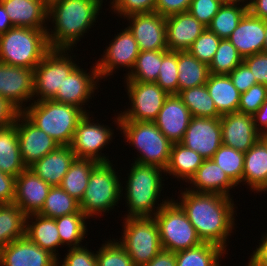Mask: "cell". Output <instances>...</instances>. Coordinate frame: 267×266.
<instances>
[{
    "instance_id": "obj_53",
    "label": "cell",
    "mask_w": 267,
    "mask_h": 266,
    "mask_svg": "<svg viewBox=\"0 0 267 266\" xmlns=\"http://www.w3.org/2000/svg\"><path fill=\"white\" fill-rule=\"evenodd\" d=\"M192 0H157L155 12L162 16H169L189 10Z\"/></svg>"
},
{
    "instance_id": "obj_54",
    "label": "cell",
    "mask_w": 267,
    "mask_h": 266,
    "mask_svg": "<svg viewBox=\"0 0 267 266\" xmlns=\"http://www.w3.org/2000/svg\"><path fill=\"white\" fill-rule=\"evenodd\" d=\"M16 177L0 171V204L14 203Z\"/></svg>"
},
{
    "instance_id": "obj_5",
    "label": "cell",
    "mask_w": 267,
    "mask_h": 266,
    "mask_svg": "<svg viewBox=\"0 0 267 266\" xmlns=\"http://www.w3.org/2000/svg\"><path fill=\"white\" fill-rule=\"evenodd\" d=\"M120 112L113 122L123 134L125 142L133 145L139 155L134 162L154 165L164 169L168 165L172 142L158 129L154 122L120 121Z\"/></svg>"
},
{
    "instance_id": "obj_39",
    "label": "cell",
    "mask_w": 267,
    "mask_h": 266,
    "mask_svg": "<svg viewBox=\"0 0 267 266\" xmlns=\"http://www.w3.org/2000/svg\"><path fill=\"white\" fill-rule=\"evenodd\" d=\"M178 96L189 109L192 117L220 118L206 85L182 90Z\"/></svg>"
},
{
    "instance_id": "obj_29",
    "label": "cell",
    "mask_w": 267,
    "mask_h": 266,
    "mask_svg": "<svg viewBox=\"0 0 267 266\" xmlns=\"http://www.w3.org/2000/svg\"><path fill=\"white\" fill-rule=\"evenodd\" d=\"M25 235L34 244L47 250L59 260L60 255L57 249L61 247V241L54 218H47L39 214L27 215Z\"/></svg>"
},
{
    "instance_id": "obj_26",
    "label": "cell",
    "mask_w": 267,
    "mask_h": 266,
    "mask_svg": "<svg viewBox=\"0 0 267 266\" xmlns=\"http://www.w3.org/2000/svg\"><path fill=\"white\" fill-rule=\"evenodd\" d=\"M187 184L193 186L186 188L192 192L217 193L229 197L232 196L230 190L237 187L213 159H205Z\"/></svg>"
},
{
    "instance_id": "obj_36",
    "label": "cell",
    "mask_w": 267,
    "mask_h": 266,
    "mask_svg": "<svg viewBox=\"0 0 267 266\" xmlns=\"http://www.w3.org/2000/svg\"><path fill=\"white\" fill-rule=\"evenodd\" d=\"M26 215L15 203L0 204V250L25 236Z\"/></svg>"
},
{
    "instance_id": "obj_12",
    "label": "cell",
    "mask_w": 267,
    "mask_h": 266,
    "mask_svg": "<svg viewBox=\"0 0 267 266\" xmlns=\"http://www.w3.org/2000/svg\"><path fill=\"white\" fill-rule=\"evenodd\" d=\"M91 114V115H90ZM92 113H86L78 122L70 144L76 158L94 160L98 163L111 162L102 149L111 143L114 129L111 126L95 123ZM100 151V152H99Z\"/></svg>"
},
{
    "instance_id": "obj_45",
    "label": "cell",
    "mask_w": 267,
    "mask_h": 266,
    "mask_svg": "<svg viewBox=\"0 0 267 266\" xmlns=\"http://www.w3.org/2000/svg\"><path fill=\"white\" fill-rule=\"evenodd\" d=\"M178 74L177 52L163 50L159 76L155 83H157L169 95H178Z\"/></svg>"
},
{
    "instance_id": "obj_15",
    "label": "cell",
    "mask_w": 267,
    "mask_h": 266,
    "mask_svg": "<svg viewBox=\"0 0 267 266\" xmlns=\"http://www.w3.org/2000/svg\"><path fill=\"white\" fill-rule=\"evenodd\" d=\"M127 28L133 34L140 51L168 50L166 44V17L157 12L133 14Z\"/></svg>"
},
{
    "instance_id": "obj_24",
    "label": "cell",
    "mask_w": 267,
    "mask_h": 266,
    "mask_svg": "<svg viewBox=\"0 0 267 266\" xmlns=\"http://www.w3.org/2000/svg\"><path fill=\"white\" fill-rule=\"evenodd\" d=\"M227 39L242 58L261 53L265 39V20L247 12Z\"/></svg>"
},
{
    "instance_id": "obj_35",
    "label": "cell",
    "mask_w": 267,
    "mask_h": 266,
    "mask_svg": "<svg viewBox=\"0 0 267 266\" xmlns=\"http://www.w3.org/2000/svg\"><path fill=\"white\" fill-rule=\"evenodd\" d=\"M98 162L90 159L76 158L63 177L60 187L77 201H81L87 188L90 174Z\"/></svg>"
},
{
    "instance_id": "obj_4",
    "label": "cell",
    "mask_w": 267,
    "mask_h": 266,
    "mask_svg": "<svg viewBox=\"0 0 267 266\" xmlns=\"http://www.w3.org/2000/svg\"><path fill=\"white\" fill-rule=\"evenodd\" d=\"M22 113L61 146H70L77 124L85 115L76 106L53 100L33 101Z\"/></svg>"
},
{
    "instance_id": "obj_22",
    "label": "cell",
    "mask_w": 267,
    "mask_h": 266,
    "mask_svg": "<svg viewBox=\"0 0 267 266\" xmlns=\"http://www.w3.org/2000/svg\"><path fill=\"white\" fill-rule=\"evenodd\" d=\"M51 186L26 168L16 177L14 203L24 214H38L46 200Z\"/></svg>"
},
{
    "instance_id": "obj_31",
    "label": "cell",
    "mask_w": 267,
    "mask_h": 266,
    "mask_svg": "<svg viewBox=\"0 0 267 266\" xmlns=\"http://www.w3.org/2000/svg\"><path fill=\"white\" fill-rule=\"evenodd\" d=\"M204 160L199 153L185 147L183 144L173 143L165 174L188 183Z\"/></svg>"
},
{
    "instance_id": "obj_59",
    "label": "cell",
    "mask_w": 267,
    "mask_h": 266,
    "mask_svg": "<svg viewBox=\"0 0 267 266\" xmlns=\"http://www.w3.org/2000/svg\"><path fill=\"white\" fill-rule=\"evenodd\" d=\"M248 12L267 21V0H247Z\"/></svg>"
},
{
    "instance_id": "obj_3",
    "label": "cell",
    "mask_w": 267,
    "mask_h": 266,
    "mask_svg": "<svg viewBox=\"0 0 267 266\" xmlns=\"http://www.w3.org/2000/svg\"><path fill=\"white\" fill-rule=\"evenodd\" d=\"M130 172L127 173L128 179L126 185L124 184L126 191L121 193L128 208V213L124 214V218L127 217H154V215L162 208L170 198L166 200L162 199V202L158 204V199L161 196L165 181L162 174L165 173L164 169L156 167L154 165H144L133 162L131 164ZM163 172V173H162ZM155 205H158L155 207Z\"/></svg>"
},
{
    "instance_id": "obj_61",
    "label": "cell",
    "mask_w": 267,
    "mask_h": 266,
    "mask_svg": "<svg viewBox=\"0 0 267 266\" xmlns=\"http://www.w3.org/2000/svg\"><path fill=\"white\" fill-rule=\"evenodd\" d=\"M263 52L267 53V21L265 20V39L263 45Z\"/></svg>"
},
{
    "instance_id": "obj_30",
    "label": "cell",
    "mask_w": 267,
    "mask_h": 266,
    "mask_svg": "<svg viewBox=\"0 0 267 266\" xmlns=\"http://www.w3.org/2000/svg\"><path fill=\"white\" fill-rule=\"evenodd\" d=\"M205 85L221 116L238 112L241 93L236 89L229 75L210 74Z\"/></svg>"
},
{
    "instance_id": "obj_41",
    "label": "cell",
    "mask_w": 267,
    "mask_h": 266,
    "mask_svg": "<svg viewBox=\"0 0 267 266\" xmlns=\"http://www.w3.org/2000/svg\"><path fill=\"white\" fill-rule=\"evenodd\" d=\"M162 62V51H140L124 81L156 82Z\"/></svg>"
},
{
    "instance_id": "obj_18",
    "label": "cell",
    "mask_w": 267,
    "mask_h": 266,
    "mask_svg": "<svg viewBox=\"0 0 267 266\" xmlns=\"http://www.w3.org/2000/svg\"><path fill=\"white\" fill-rule=\"evenodd\" d=\"M21 158L29 168L46 154L55 150L59 144L43 130L34 125L22 112L16 120Z\"/></svg>"
},
{
    "instance_id": "obj_11",
    "label": "cell",
    "mask_w": 267,
    "mask_h": 266,
    "mask_svg": "<svg viewBox=\"0 0 267 266\" xmlns=\"http://www.w3.org/2000/svg\"><path fill=\"white\" fill-rule=\"evenodd\" d=\"M124 82L130 106L121 111L120 121L154 122L169 94L155 82Z\"/></svg>"
},
{
    "instance_id": "obj_47",
    "label": "cell",
    "mask_w": 267,
    "mask_h": 266,
    "mask_svg": "<svg viewBox=\"0 0 267 266\" xmlns=\"http://www.w3.org/2000/svg\"><path fill=\"white\" fill-rule=\"evenodd\" d=\"M266 100L267 86L253 85L246 92L241 93L238 112L253 116Z\"/></svg>"
},
{
    "instance_id": "obj_43",
    "label": "cell",
    "mask_w": 267,
    "mask_h": 266,
    "mask_svg": "<svg viewBox=\"0 0 267 266\" xmlns=\"http://www.w3.org/2000/svg\"><path fill=\"white\" fill-rule=\"evenodd\" d=\"M243 62L242 56L228 39H221L218 49L210 62V74L228 75L236 66Z\"/></svg>"
},
{
    "instance_id": "obj_8",
    "label": "cell",
    "mask_w": 267,
    "mask_h": 266,
    "mask_svg": "<svg viewBox=\"0 0 267 266\" xmlns=\"http://www.w3.org/2000/svg\"><path fill=\"white\" fill-rule=\"evenodd\" d=\"M122 224L123 235L118 242L125 248L135 266L146 265L162 250L158 224L154 217H126Z\"/></svg>"
},
{
    "instance_id": "obj_44",
    "label": "cell",
    "mask_w": 267,
    "mask_h": 266,
    "mask_svg": "<svg viewBox=\"0 0 267 266\" xmlns=\"http://www.w3.org/2000/svg\"><path fill=\"white\" fill-rule=\"evenodd\" d=\"M116 240L105 241L96 251L97 266H135L118 238Z\"/></svg>"
},
{
    "instance_id": "obj_32",
    "label": "cell",
    "mask_w": 267,
    "mask_h": 266,
    "mask_svg": "<svg viewBox=\"0 0 267 266\" xmlns=\"http://www.w3.org/2000/svg\"><path fill=\"white\" fill-rule=\"evenodd\" d=\"M25 169L16 124L0 128V171L17 177Z\"/></svg>"
},
{
    "instance_id": "obj_20",
    "label": "cell",
    "mask_w": 267,
    "mask_h": 266,
    "mask_svg": "<svg viewBox=\"0 0 267 266\" xmlns=\"http://www.w3.org/2000/svg\"><path fill=\"white\" fill-rule=\"evenodd\" d=\"M222 144L241 152L250 149L262 135L256 130L252 115L233 112L220 117Z\"/></svg>"
},
{
    "instance_id": "obj_55",
    "label": "cell",
    "mask_w": 267,
    "mask_h": 266,
    "mask_svg": "<svg viewBox=\"0 0 267 266\" xmlns=\"http://www.w3.org/2000/svg\"><path fill=\"white\" fill-rule=\"evenodd\" d=\"M20 113L14 104L0 96V128L15 124Z\"/></svg>"
},
{
    "instance_id": "obj_33",
    "label": "cell",
    "mask_w": 267,
    "mask_h": 266,
    "mask_svg": "<svg viewBox=\"0 0 267 266\" xmlns=\"http://www.w3.org/2000/svg\"><path fill=\"white\" fill-rule=\"evenodd\" d=\"M178 94L185 89L205 85L210 71L208 64L199 61L188 51H177Z\"/></svg>"
},
{
    "instance_id": "obj_56",
    "label": "cell",
    "mask_w": 267,
    "mask_h": 266,
    "mask_svg": "<svg viewBox=\"0 0 267 266\" xmlns=\"http://www.w3.org/2000/svg\"><path fill=\"white\" fill-rule=\"evenodd\" d=\"M259 246L248 258V265L246 266H267V233L262 234Z\"/></svg>"
},
{
    "instance_id": "obj_19",
    "label": "cell",
    "mask_w": 267,
    "mask_h": 266,
    "mask_svg": "<svg viewBox=\"0 0 267 266\" xmlns=\"http://www.w3.org/2000/svg\"><path fill=\"white\" fill-rule=\"evenodd\" d=\"M58 259L34 244L26 235L0 250L1 266H57Z\"/></svg>"
},
{
    "instance_id": "obj_49",
    "label": "cell",
    "mask_w": 267,
    "mask_h": 266,
    "mask_svg": "<svg viewBox=\"0 0 267 266\" xmlns=\"http://www.w3.org/2000/svg\"><path fill=\"white\" fill-rule=\"evenodd\" d=\"M222 5L221 0H192L188 11L200 23L208 27Z\"/></svg>"
},
{
    "instance_id": "obj_7",
    "label": "cell",
    "mask_w": 267,
    "mask_h": 266,
    "mask_svg": "<svg viewBox=\"0 0 267 266\" xmlns=\"http://www.w3.org/2000/svg\"><path fill=\"white\" fill-rule=\"evenodd\" d=\"M113 162L98 163L92 170L87 188L79 202L80 210L90 219L113 210L121 198L123 184ZM103 213V214H102Z\"/></svg>"
},
{
    "instance_id": "obj_38",
    "label": "cell",
    "mask_w": 267,
    "mask_h": 266,
    "mask_svg": "<svg viewBox=\"0 0 267 266\" xmlns=\"http://www.w3.org/2000/svg\"><path fill=\"white\" fill-rule=\"evenodd\" d=\"M89 218L84 213H73L55 218L60 236L61 246L67 248L80 247L82 240L87 237V221Z\"/></svg>"
},
{
    "instance_id": "obj_9",
    "label": "cell",
    "mask_w": 267,
    "mask_h": 266,
    "mask_svg": "<svg viewBox=\"0 0 267 266\" xmlns=\"http://www.w3.org/2000/svg\"><path fill=\"white\" fill-rule=\"evenodd\" d=\"M154 219L164 250L176 253L203 243L185 211L172 198L154 215Z\"/></svg>"
},
{
    "instance_id": "obj_6",
    "label": "cell",
    "mask_w": 267,
    "mask_h": 266,
    "mask_svg": "<svg viewBox=\"0 0 267 266\" xmlns=\"http://www.w3.org/2000/svg\"><path fill=\"white\" fill-rule=\"evenodd\" d=\"M47 30L13 27L0 35V62L35 69L50 51Z\"/></svg>"
},
{
    "instance_id": "obj_27",
    "label": "cell",
    "mask_w": 267,
    "mask_h": 266,
    "mask_svg": "<svg viewBox=\"0 0 267 266\" xmlns=\"http://www.w3.org/2000/svg\"><path fill=\"white\" fill-rule=\"evenodd\" d=\"M244 182V183H243ZM242 185L249 186L250 191L263 193L267 191V137H261L244 153Z\"/></svg>"
},
{
    "instance_id": "obj_40",
    "label": "cell",
    "mask_w": 267,
    "mask_h": 266,
    "mask_svg": "<svg viewBox=\"0 0 267 266\" xmlns=\"http://www.w3.org/2000/svg\"><path fill=\"white\" fill-rule=\"evenodd\" d=\"M73 213H83L79 201L71 197L60 186L51 187L45 203L38 213L47 218H57Z\"/></svg>"
},
{
    "instance_id": "obj_62",
    "label": "cell",
    "mask_w": 267,
    "mask_h": 266,
    "mask_svg": "<svg viewBox=\"0 0 267 266\" xmlns=\"http://www.w3.org/2000/svg\"><path fill=\"white\" fill-rule=\"evenodd\" d=\"M59 1V0H43V2L49 7L52 3Z\"/></svg>"
},
{
    "instance_id": "obj_46",
    "label": "cell",
    "mask_w": 267,
    "mask_h": 266,
    "mask_svg": "<svg viewBox=\"0 0 267 266\" xmlns=\"http://www.w3.org/2000/svg\"><path fill=\"white\" fill-rule=\"evenodd\" d=\"M220 41L221 38L206 28L193 42L188 52L199 61L209 65L218 49Z\"/></svg>"
},
{
    "instance_id": "obj_25",
    "label": "cell",
    "mask_w": 267,
    "mask_h": 266,
    "mask_svg": "<svg viewBox=\"0 0 267 266\" xmlns=\"http://www.w3.org/2000/svg\"><path fill=\"white\" fill-rule=\"evenodd\" d=\"M1 4L14 27L47 30L48 6L43 0H1Z\"/></svg>"
},
{
    "instance_id": "obj_1",
    "label": "cell",
    "mask_w": 267,
    "mask_h": 266,
    "mask_svg": "<svg viewBox=\"0 0 267 266\" xmlns=\"http://www.w3.org/2000/svg\"><path fill=\"white\" fill-rule=\"evenodd\" d=\"M175 200L185 211L202 242L215 244L226 252L237 213L233 197L217 193H196L186 188ZM236 213V214H234ZM227 244V245H226Z\"/></svg>"
},
{
    "instance_id": "obj_13",
    "label": "cell",
    "mask_w": 267,
    "mask_h": 266,
    "mask_svg": "<svg viewBox=\"0 0 267 266\" xmlns=\"http://www.w3.org/2000/svg\"><path fill=\"white\" fill-rule=\"evenodd\" d=\"M109 43L101 55L103 58H99L95 63L100 80L113 75L115 69L117 71L120 67L126 68V71L129 69L127 72L130 73L140 52L133 34L127 27L117 33Z\"/></svg>"
},
{
    "instance_id": "obj_51",
    "label": "cell",
    "mask_w": 267,
    "mask_h": 266,
    "mask_svg": "<svg viewBox=\"0 0 267 266\" xmlns=\"http://www.w3.org/2000/svg\"><path fill=\"white\" fill-rule=\"evenodd\" d=\"M228 75L240 93L246 92L251 86L257 84L252 71L244 62L236 66Z\"/></svg>"
},
{
    "instance_id": "obj_50",
    "label": "cell",
    "mask_w": 267,
    "mask_h": 266,
    "mask_svg": "<svg viewBox=\"0 0 267 266\" xmlns=\"http://www.w3.org/2000/svg\"><path fill=\"white\" fill-rule=\"evenodd\" d=\"M63 261L58 260L57 266H97L96 253L85 246L69 248Z\"/></svg>"
},
{
    "instance_id": "obj_21",
    "label": "cell",
    "mask_w": 267,
    "mask_h": 266,
    "mask_svg": "<svg viewBox=\"0 0 267 266\" xmlns=\"http://www.w3.org/2000/svg\"><path fill=\"white\" fill-rule=\"evenodd\" d=\"M191 118L192 115L183 100L177 94H170L154 123L172 143H180Z\"/></svg>"
},
{
    "instance_id": "obj_37",
    "label": "cell",
    "mask_w": 267,
    "mask_h": 266,
    "mask_svg": "<svg viewBox=\"0 0 267 266\" xmlns=\"http://www.w3.org/2000/svg\"><path fill=\"white\" fill-rule=\"evenodd\" d=\"M226 251L211 243H201L195 247L175 253L177 266H221Z\"/></svg>"
},
{
    "instance_id": "obj_17",
    "label": "cell",
    "mask_w": 267,
    "mask_h": 266,
    "mask_svg": "<svg viewBox=\"0 0 267 266\" xmlns=\"http://www.w3.org/2000/svg\"><path fill=\"white\" fill-rule=\"evenodd\" d=\"M180 143L204 159H212L222 145L220 118L192 117Z\"/></svg>"
},
{
    "instance_id": "obj_52",
    "label": "cell",
    "mask_w": 267,
    "mask_h": 266,
    "mask_svg": "<svg viewBox=\"0 0 267 266\" xmlns=\"http://www.w3.org/2000/svg\"><path fill=\"white\" fill-rule=\"evenodd\" d=\"M243 62L252 71L257 84L267 85V53L261 52L243 58Z\"/></svg>"
},
{
    "instance_id": "obj_58",
    "label": "cell",
    "mask_w": 267,
    "mask_h": 266,
    "mask_svg": "<svg viewBox=\"0 0 267 266\" xmlns=\"http://www.w3.org/2000/svg\"><path fill=\"white\" fill-rule=\"evenodd\" d=\"M144 266H177L175 253L162 249Z\"/></svg>"
},
{
    "instance_id": "obj_34",
    "label": "cell",
    "mask_w": 267,
    "mask_h": 266,
    "mask_svg": "<svg viewBox=\"0 0 267 266\" xmlns=\"http://www.w3.org/2000/svg\"><path fill=\"white\" fill-rule=\"evenodd\" d=\"M247 12V0L223 3L207 28L219 38L227 39Z\"/></svg>"
},
{
    "instance_id": "obj_23",
    "label": "cell",
    "mask_w": 267,
    "mask_h": 266,
    "mask_svg": "<svg viewBox=\"0 0 267 266\" xmlns=\"http://www.w3.org/2000/svg\"><path fill=\"white\" fill-rule=\"evenodd\" d=\"M207 27L189 11L166 17V44L169 51H188Z\"/></svg>"
},
{
    "instance_id": "obj_28",
    "label": "cell",
    "mask_w": 267,
    "mask_h": 266,
    "mask_svg": "<svg viewBox=\"0 0 267 266\" xmlns=\"http://www.w3.org/2000/svg\"><path fill=\"white\" fill-rule=\"evenodd\" d=\"M74 159L75 154L70 146L59 145L55 150L36 161L29 169L51 187L60 186Z\"/></svg>"
},
{
    "instance_id": "obj_63",
    "label": "cell",
    "mask_w": 267,
    "mask_h": 266,
    "mask_svg": "<svg viewBox=\"0 0 267 266\" xmlns=\"http://www.w3.org/2000/svg\"><path fill=\"white\" fill-rule=\"evenodd\" d=\"M223 3H226V2H233V1H237V0H221Z\"/></svg>"
},
{
    "instance_id": "obj_16",
    "label": "cell",
    "mask_w": 267,
    "mask_h": 266,
    "mask_svg": "<svg viewBox=\"0 0 267 266\" xmlns=\"http://www.w3.org/2000/svg\"><path fill=\"white\" fill-rule=\"evenodd\" d=\"M33 81L34 69L0 62V96L9 100L21 112L25 109L24 105L27 102L31 104L34 101Z\"/></svg>"
},
{
    "instance_id": "obj_57",
    "label": "cell",
    "mask_w": 267,
    "mask_h": 266,
    "mask_svg": "<svg viewBox=\"0 0 267 266\" xmlns=\"http://www.w3.org/2000/svg\"><path fill=\"white\" fill-rule=\"evenodd\" d=\"M252 117L256 130L262 137H267V100Z\"/></svg>"
},
{
    "instance_id": "obj_14",
    "label": "cell",
    "mask_w": 267,
    "mask_h": 266,
    "mask_svg": "<svg viewBox=\"0 0 267 266\" xmlns=\"http://www.w3.org/2000/svg\"><path fill=\"white\" fill-rule=\"evenodd\" d=\"M91 73L83 70L81 66L77 65L70 74L66 77L64 83L58 89L57 94L51 99L58 103H65L80 108L85 114L90 113L86 111L84 105L89 99L94 97L95 90L98 89L99 75L96 64L91 66ZM84 106V107H83Z\"/></svg>"
},
{
    "instance_id": "obj_2",
    "label": "cell",
    "mask_w": 267,
    "mask_h": 266,
    "mask_svg": "<svg viewBox=\"0 0 267 266\" xmlns=\"http://www.w3.org/2000/svg\"><path fill=\"white\" fill-rule=\"evenodd\" d=\"M102 4L99 0H59L52 3L48 7V19L53 30L47 28L50 49L73 50L86 35L84 33L97 22Z\"/></svg>"
},
{
    "instance_id": "obj_10",
    "label": "cell",
    "mask_w": 267,
    "mask_h": 266,
    "mask_svg": "<svg viewBox=\"0 0 267 266\" xmlns=\"http://www.w3.org/2000/svg\"><path fill=\"white\" fill-rule=\"evenodd\" d=\"M71 50L51 49L34 69V101L51 100L77 66ZM67 53V54H66ZM35 97L36 100H35Z\"/></svg>"
},
{
    "instance_id": "obj_42",
    "label": "cell",
    "mask_w": 267,
    "mask_h": 266,
    "mask_svg": "<svg viewBox=\"0 0 267 266\" xmlns=\"http://www.w3.org/2000/svg\"><path fill=\"white\" fill-rule=\"evenodd\" d=\"M212 159L236 185L242 184L244 152L222 144Z\"/></svg>"
},
{
    "instance_id": "obj_60",
    "label": "cell",
    "mask_w": 267,
    "mask_h": 266,
    "mask_svg": "<svg viewBox=\"0 0 267 266\" xmlns=\"http://www.w3.org/2000/svg\"><path fill=\"white\" fill-rule=\"evenodd\" d=\"M8 13L5 11L0 0V35L6 33L10 28H13Z\"/></svg>"
},
{
    "instance_id": "obj_48",
    "label": "cell",
    "mask_w": 267,
    "mask_h": 266,
    "mask_svg": "<svg viewBox=\"0 0 267 266\" xmlns=\"http://www.w3.org/2000/svg\"><path fill=\"white\" fill-rule=\"evenodd\" d=\"M157 0H110L112 12L118 17L155 12Z\"/></svg>"
}]
</instances>
